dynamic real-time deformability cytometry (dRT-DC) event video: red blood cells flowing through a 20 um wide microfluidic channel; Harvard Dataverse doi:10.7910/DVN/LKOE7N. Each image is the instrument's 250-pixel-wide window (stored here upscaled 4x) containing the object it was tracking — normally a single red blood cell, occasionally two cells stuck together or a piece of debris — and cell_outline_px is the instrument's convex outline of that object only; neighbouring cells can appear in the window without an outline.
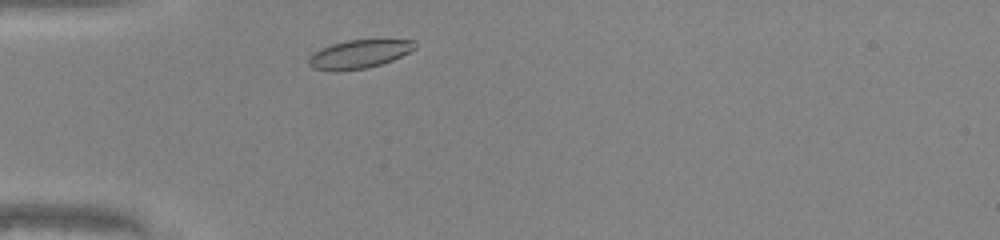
{"species": "common noctule bat (a hibernating species)", "species_latin": "Nyctalus noctula", "temperature_condition": "warm", "stored_images_in_passage": 7, "camera_frame_rate_fps": 3000, "um_per_image_px": 0.085, "animal": {"sex": "male", "body_mass_g": 20.0, "forearm_length_mm": 53.3}, "frame": {"image": 1, "passage_image": 2, "time_ms": 0.333, "image_size_px": [1000, 240], "cell_outline_px": [[416, 48], [392, 60], [368, 68], [336, 72], [332, 72], [312, 68], [308, 64], [308, 60], [320, 48], [332, 44], [348, 40], [416, 40]], "centroid_in_image_um": [30.5, 4.62], "position_along_channel_um": 54.5, "area_um2": 17.57}}
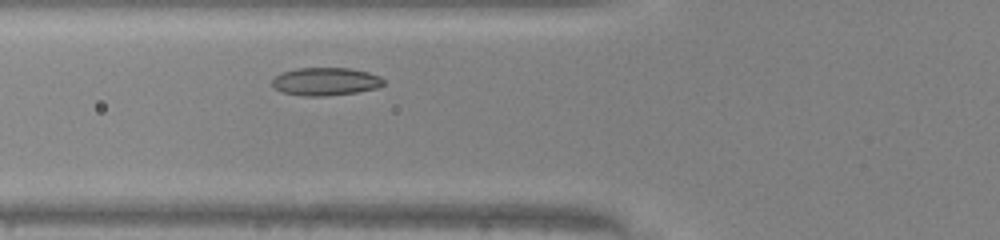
{"frame": {"image": 2, "passage_image": 6, "time_ms": 1.667, "image_size_px": [1000, 240], "cell_outline_px": [[384, 84], [380, 88], [356, 92], [328, 96], [304, 96], [280, 92], [272, 84], [272, 80], [280, 72], [296, 68], [348, 68], [368, 72], [380, 76], [384, 80]], "centroid_in_image_um": [27.68, 6.93], "position_along_channel_um": 98.1, "area_um2": 18.32}}